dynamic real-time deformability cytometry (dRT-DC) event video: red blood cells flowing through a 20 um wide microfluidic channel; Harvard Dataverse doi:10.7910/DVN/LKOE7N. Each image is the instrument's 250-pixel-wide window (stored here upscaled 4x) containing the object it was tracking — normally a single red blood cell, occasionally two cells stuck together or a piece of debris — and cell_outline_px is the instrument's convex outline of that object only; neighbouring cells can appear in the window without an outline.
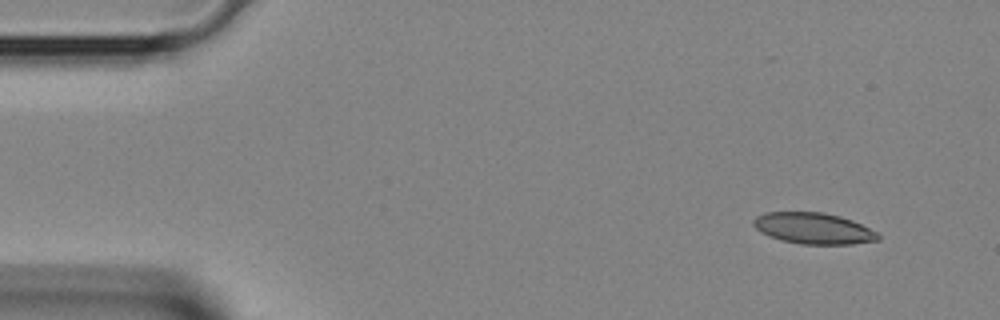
{"species": "Egyptian fruit bat (a non-hibernating species)", "species_latin": "Rousettus aegyptiacus", "temperature_condition": "room temperature", "stored_images_in_passage": 4, "camera_frame_rate_fps": 3000, "um_per_image_px": 0.085, "animal": {"sex": "female"}, "frame": {"image": 1, "passage_image": 1, "time_ms": 0.0, "image_size_px": [1000, 320], "cell_outline_px": [[880, 240], [852, 244], [800, 244], [780, 240], [768, 236], [760, 232], [752, 224], [752, 220], [756, 216], [764, 212], [824, 212], [840, 216], [852, 220], [876, 232], [880, 236]], "centroid_in_image_um": [69.1, 19.41], "position_along_channel_um": 15.9, "area_um2": 22.77}}